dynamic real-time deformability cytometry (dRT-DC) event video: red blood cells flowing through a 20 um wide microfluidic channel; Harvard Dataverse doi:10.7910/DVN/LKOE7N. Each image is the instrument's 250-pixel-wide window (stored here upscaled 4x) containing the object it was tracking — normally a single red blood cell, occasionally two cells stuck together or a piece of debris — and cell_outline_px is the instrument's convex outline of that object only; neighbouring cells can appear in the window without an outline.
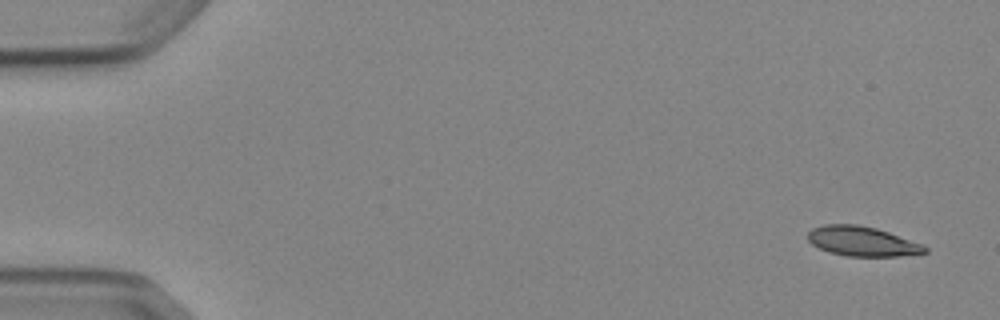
{"species": "Egyptian fruit bat (a non-hibernating species)", "species_latin": "Rousettus aegyptiacus", "temperature_condition": "cold", "stored_images_in_passage": 4, "camera_frame_rate_fps": 3000, "um_per_image_px": 0.085, "animal": {"sex": "female"}, "frame": {"image": 1, "passage_image": 1, "time_ms": 0.0, "image_size_px": [1000, 320], "cell_outline_px": [[928, 252], [900, 256], [848, 256], [828, 252], [812, 244], [808, 240], [808, 232], [812, 228], [824, 224], [856, 224], [876, 228], [924, 244], [928, 248]], "centroid_in_image_um": [73.3, 20.51], "position_along_channel_um": 11.7, "area_um2": 20.29}}
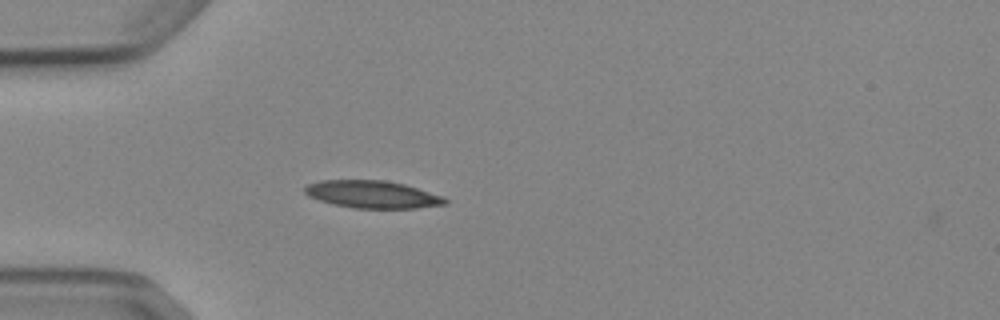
{"frame": {"image": 2, "passage_image": 4, "time_ms": 4.333, "image_size_px": [1000, 320], "cell_outline_px": [[448, 204], [416, 208], [352, 208], [332, 204], [308, 196], [304, 192], [304, 188], [308, 184], [320, 180], [384, 180], [404, 184], [444, 196], [448, 200]], "centroid_in_image_um": [31.66, 16.52], "position_along_channel_um": 53.3, "area_um2": 22.54}}